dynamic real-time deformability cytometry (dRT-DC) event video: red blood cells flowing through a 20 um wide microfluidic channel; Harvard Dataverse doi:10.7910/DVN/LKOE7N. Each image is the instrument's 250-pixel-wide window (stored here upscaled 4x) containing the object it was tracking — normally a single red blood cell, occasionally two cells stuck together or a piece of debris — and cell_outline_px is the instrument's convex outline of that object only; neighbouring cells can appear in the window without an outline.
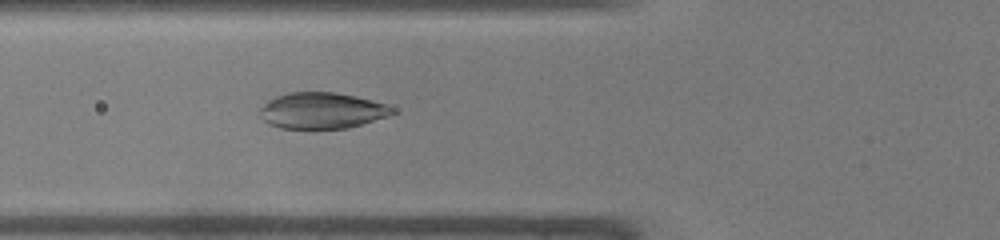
{"species": "common noctule bat (a hibernating species)", "species_latin": "Nyctalus noctula", "temperature_condition": "warm", "stored_images_in_passage": 33, "camera_frame_rate_fps": 3000, "um_per_image_px": 0.085, "animal": {"sex": "male", "body_mass_g": 19.0, "forearm_length_mm": 50.8}, "frame": {"image": 1, "passage_image": 3, "time_ms": 0.667, "image_size_px": [1000, 240], "cell_outline_px": [[396, 112], [388, 116], [348, 128], [280, 128], [268, 124], [260, 116], [260, 108], [268, 100], [276, 96], [288, 92], [336, 92], [356, 96], [388, 104], [396, 108]], "centroid_in_image_um": [27.38, 9.39], "position_along_channel_um": 98.4, "area_um2": 28.03}}
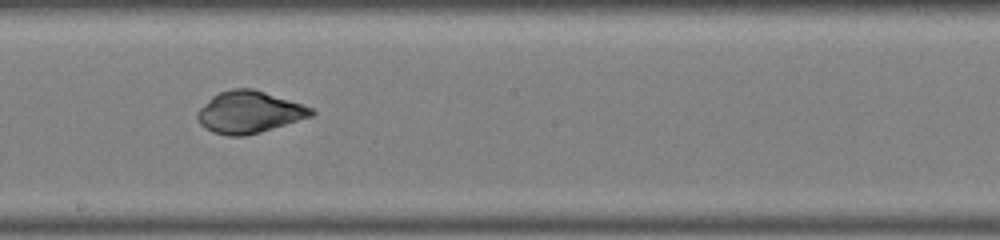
{"frame": {"image": 2, "passage_image": 12, "time_ms": 3.667, "image_size_px": [1000, 240], "cell_outline_px": [[316, 112], [312, 116], [260, 132], [244, 136], [228, 136], [212, 132], [204, 128], [200, 124], [196, 116], [196, 112], [212, 96], [220, 92], [232, 88], [252, 88], [312, 108]], "centroid_in_image_um": [21.13, 9.54], "position_along_channel_um": 227.1, "area_um2": 27.57}}
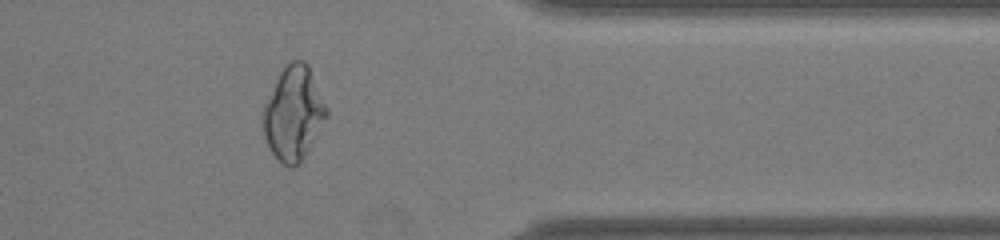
{"frame": {"image": 3, "passage_image": 24, "time_ms": 7.667, "image_size_px": [1000, 240], "cell_outline_px": [[328, 116], [300, 164], [296, 168], [292, 168], [284, 164], [268, 148], [260, 124], [260, 116], [264, 104], [280, 72], [292, 60], [304, 60], [308, 64], [328, 108]], "centroid_in_image_um": [24.93, 9.66], "position_along_channel_um": 386.5, "area_um2": 34.97}}